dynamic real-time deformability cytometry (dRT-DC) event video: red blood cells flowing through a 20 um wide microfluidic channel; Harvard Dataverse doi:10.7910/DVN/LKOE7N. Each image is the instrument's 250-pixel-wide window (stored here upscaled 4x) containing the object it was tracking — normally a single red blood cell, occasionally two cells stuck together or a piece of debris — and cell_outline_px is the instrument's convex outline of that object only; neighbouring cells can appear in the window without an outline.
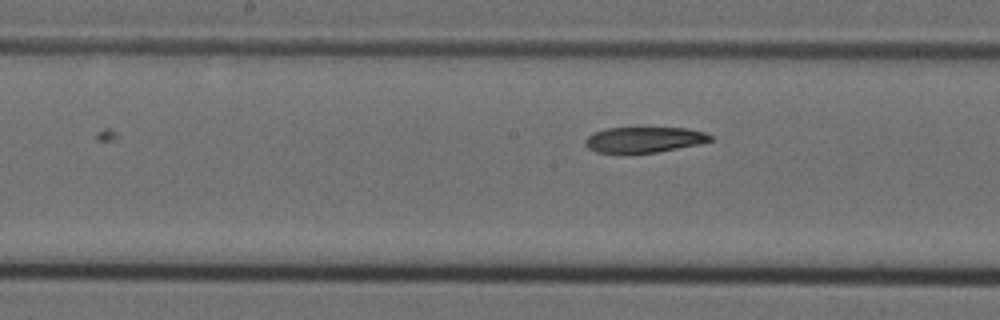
{"species": "Egyptian fruit bat (a non-hibernating species)", "species_latin": "Rousettus aegyptiacus", "temperature_condition": "cold", "stored_images_in_passage": 7, "camera_frame_rate_fps": 3000, "um_per_image_px": 0.085, "animal": {"sex": "female"}, "frame": {"image": 1, "passage_image": 7, "time_ms": 2.0, "image_size_px": [1000, 320], "cell_outline_px": [[716, 140], [656, 152], [632, 156], [624, 156], [596, 152], [588, 148], [584, 144], [584, 140], [592, 132], [608, 128], [688, 128], [704, 132], [712, 136]], "centroid_in_image_um": [54.67, 11.91], "position_along_channel_um": 193.5, "area_um2": 19.42}}